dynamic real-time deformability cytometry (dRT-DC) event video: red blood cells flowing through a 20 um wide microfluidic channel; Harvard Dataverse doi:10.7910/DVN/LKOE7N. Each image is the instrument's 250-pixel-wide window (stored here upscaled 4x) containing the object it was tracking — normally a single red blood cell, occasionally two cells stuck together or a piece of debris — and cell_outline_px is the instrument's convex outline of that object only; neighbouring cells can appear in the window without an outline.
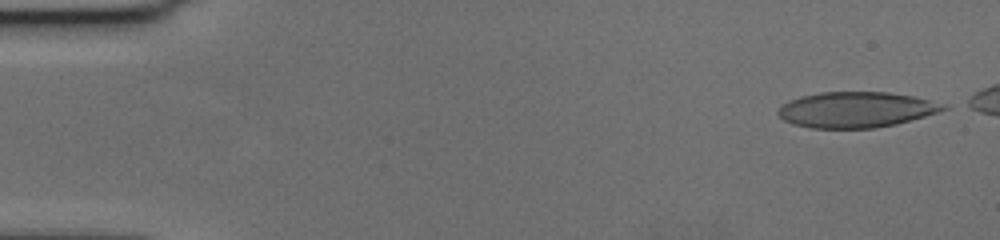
{"species": "human", "species_latin": "Homo sapiens", "temperature_condition": "cold", "stored_images_in_passage": 52, "camera_frame_rate_fps": 3000, "um_per_image_px": 0.085, "donor": {"sex": "female"}, "frame": {"image": 1, "passage_image": 1, "time_ms": 0.0, "image_size_px": [1000, 240], "cell_outline_px": [[952, 108], [896, 124], [876, 128], [808, 128], [792, 124], [784, 120], [776, 112], [788, 100], [800, 96], [820, 92], [888, 92], [916, 96], [952, 104]], "centroid_in_image_um": [72.85, 9.31], "position_along_channel_um": 12.2, "area_um2": 34.85}}
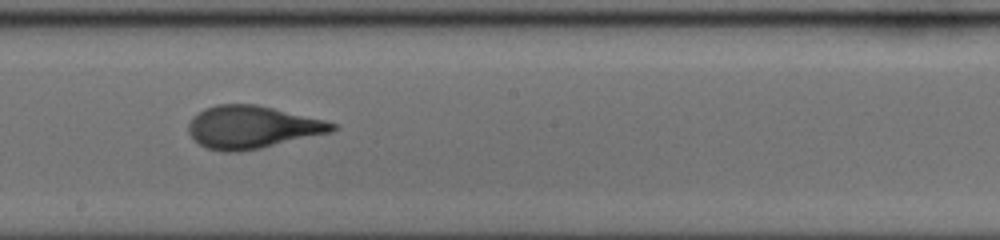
{"frame": {"image": 2, "passage_image": 30, "time_ms": 9.667, "image_size_px": [1000, 240], "cell_outline_px": [[340, 124], [332, 132], [260, 148], [240, 152], [224, 152], [208, 148], [200, 144], [188, 132], [188, 124], [204, 108], [216, 104], [256, 104], [324, 120]], "centroid_in_image_um": [21.46, 10.81], "position_along_channel_um": 226.7, "area_um2": 35.43}}
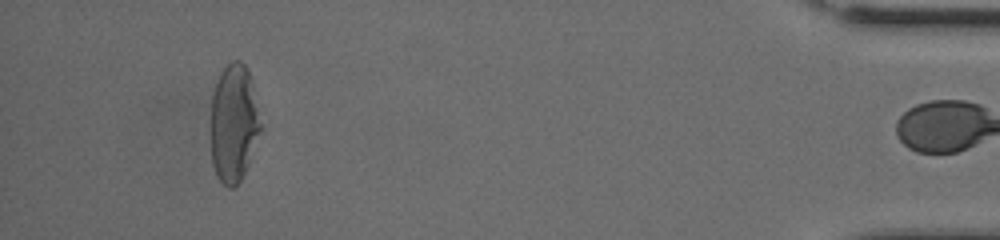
{"frame": {"image": 3, "passage_image": 51, "time_ms": 16.667, "image_size_px": [1000, 240], "cell_outline_px": [[260, 128], [244, 172], [240, 180], [232, 188], [228, 188], [216, 176], [212, 164], [212, 96], [220, 72], [232, 60], [240, 60], [248, 68], [252, 84], [260, 124]], "centroid_in_image_um": [19.84, 10.44], "position_along_channel_um": 415.4, "area_um2": 33.23}, "authors_computed_cell_mechanics": {"area_um2": 35.2291, "velocity_mm_per_s": 3.6506, "shape_relaxation_time_tau1_ms": 5.5758, "shape_relaxation_time_tau2_ms": 0.9426, "deformation_change_tau1": 0.2169, "deformation_change_tau2": 0.0527}}